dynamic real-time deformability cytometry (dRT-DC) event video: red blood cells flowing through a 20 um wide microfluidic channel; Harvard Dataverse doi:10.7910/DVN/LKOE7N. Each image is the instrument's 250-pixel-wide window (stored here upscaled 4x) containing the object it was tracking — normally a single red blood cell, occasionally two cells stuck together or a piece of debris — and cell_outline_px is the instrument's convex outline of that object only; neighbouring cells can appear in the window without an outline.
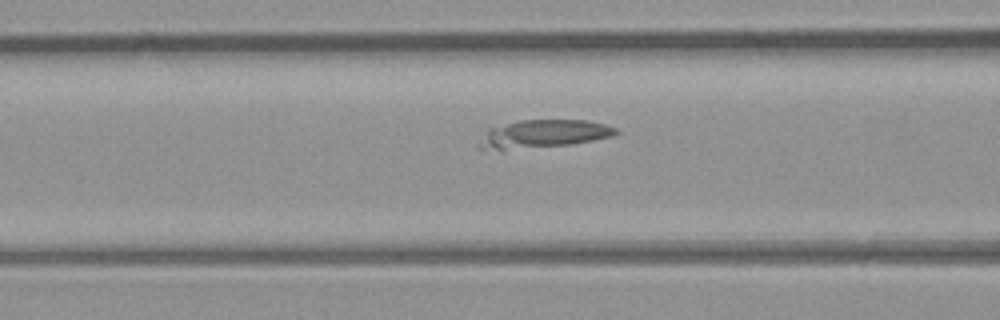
{"species": "common noctule bat (a hibernating species)", "species_latin": "Nyctalus noctula", "temperature_condition": "room temperature", "stored_images_in_passage": 7, "camera_frame_rate_fps": 3000, "um_per_image_px": 0.085, "animal": {"sex": "male", "body_mass_g": 23.1, "forearm_length_mm": 52.7}, "frame": {"image": 1, "passage_image": 5, "time_ms": 1.333, "image_size_px": [1000, 320], "cell_outline_px": [[620, 132], [612, 136], [592, 140], [568, 144], [504, 152], [476, 148], [476, 144], [488, 128], [520, 120], [588, 120], [604, 124], [616, 128]], "centroid_in_image_um": [46.07, 11.41], "position_along_channel_um": 120.5, "area_um2": 22.89}}